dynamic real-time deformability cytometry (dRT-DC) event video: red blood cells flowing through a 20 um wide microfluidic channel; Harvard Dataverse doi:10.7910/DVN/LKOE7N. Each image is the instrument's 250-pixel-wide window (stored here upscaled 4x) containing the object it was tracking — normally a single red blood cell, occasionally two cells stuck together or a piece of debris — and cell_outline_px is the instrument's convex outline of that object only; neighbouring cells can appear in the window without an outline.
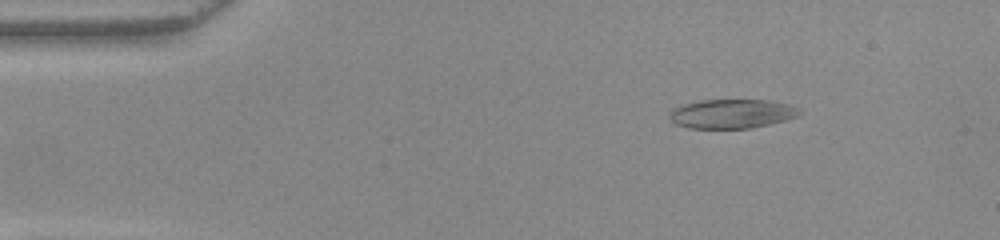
{"species": "common noctule bat (a hibernating species)", "species_latin": "Nyctalus noctula", "temperature_condition": "warm", "stored_images_in_passage": 51, "camera_frame_rate_fps": 3000, "um_per_image_px": 0.085, "animal": {"sex": "female", "body_mass_g": 22.0, "forearm_length_mm": 56.7}, "frame": {"image": 1, "passage_image": 7, "time_ms": 2.0, "image_size_px": [1000, 240], "cell_outline_px": [[800, 112], [796, 116], [788, 120], [752, 128], [688, 128], [676, 124], [668, 116], [668, 112], [672, 108], [680, 104], [700, 100], [768, 100], [788, 104], [800, 108]], "centroid_in_image_um": [62.17, 9.66], "position_along_channel_um": 22.8, "area_um2": 22.31}}
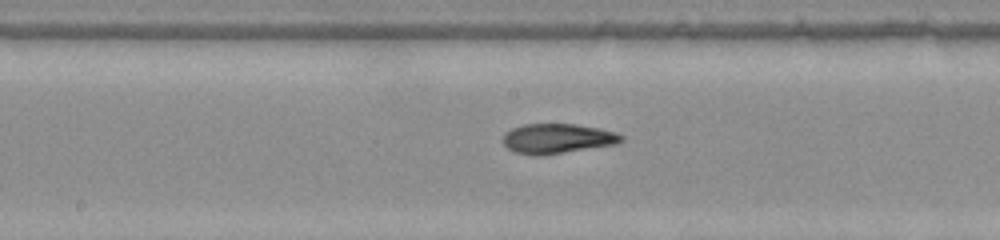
{"frame": {"image": 2, "passage_image": 26, "time_ms": 8.333, "image_size_px": [1000, 240], "cell_outline_px": [[624, 140], [616, 144], [544, 156], [536, 156], [512, 152], [504, 144], [504, 136], [512, 128], [524, 124], [576, 124], [600, 128], [616, 132], [624, 136]], "centroid_in_image_um": [47.41, 11.79], "position_along_channel_um": 200.8, "area_um2": 20.75}}
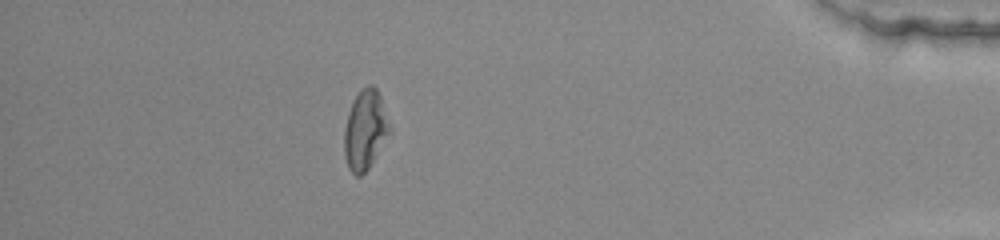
{"frame": {"image": 3, "passage_image": 45, "time_ms": 14.667, "image_size_px": [1000, 240], "cell_outline_px": [[392, 132], [368, 168], [360, 176], [356, 176], [348, 168], [344, 156], [344, 128], [348, 112], [360, 88], [368, 84], [372, 84], [376, 88], [380, 96], [392, 128]], "centroid_in_image_um": [31.05, 11.03], "position_along_channel_um": 404.1, "area_um2": 21.27}, "authors_computed_cell_mechanics": {"area_um2": 21.1548, "velocity_mm_per_s": 3.9793, "shape_relaxation_time_tau1_ms": null, "shape_relaxation_time_tau2_ms": 2.7369, "deformation_change_tau1": null, "deformation_change_tau2": 0.1109}}